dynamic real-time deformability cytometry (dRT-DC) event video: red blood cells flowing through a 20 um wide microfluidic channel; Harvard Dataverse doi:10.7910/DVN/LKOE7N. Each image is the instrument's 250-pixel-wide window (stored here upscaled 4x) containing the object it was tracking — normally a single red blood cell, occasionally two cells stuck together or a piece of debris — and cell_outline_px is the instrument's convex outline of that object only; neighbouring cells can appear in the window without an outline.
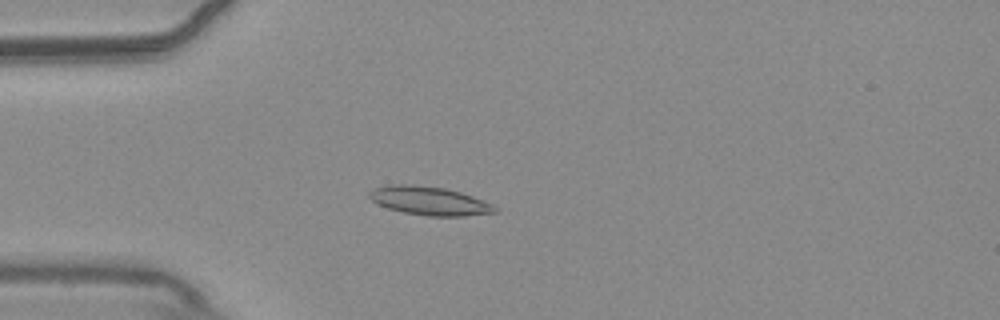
{"species": "common noctule bat (a hibernating species)", "species_latin": "Nyctalus noctula", "temperature_condition": "warm", "stored_images_in_passage": 54, "camera_frame_rate_fps": 3000, "um_per_image_px": 0.085, "animal": {"sex": "male", "body_mass_g": 20.4}, "frame": {"image": 1, "passage_image": 14, "time_ms": 4.333, "image_size_px": [1000, 320], "cell_outline_px": [[496, 212], [464, 216], [428, 216], [404, 212], [388, 208], [376, 204], [368, 196], [368, 192], [376, 188], [392, 184], [412, 184], [444, 188], [460, 192], [472, 196], [492, 204], [496, 208]], "centroid_in_image_um": [36.47, 17.07], "position_along_channel_um": 48.5, "area_um2": 20.75}}
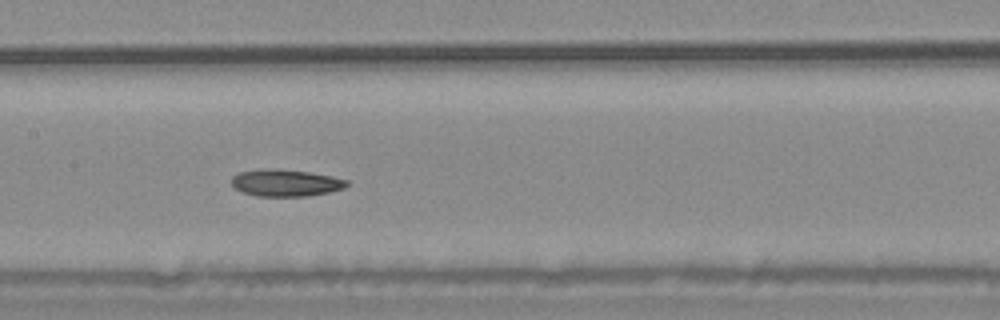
{"frame": {"image": 2, "passage_image": 26, "time_ms": 8.333, "image_size_px": [1000, 320], "cell_outline_px": [[348, 184], [344, 188], [328, 192], [308, 196], [256, 196], [244, 192], [236, 188], [232, 184], [232, 176], [240, 172], [272, 168], [276, 168], [308, 172], [332, 176], [348, 180]], "centroid_in_image_um": [24.3, 15.54], "position_along_channel_um": 183.1, "area_um2": 17.92}}
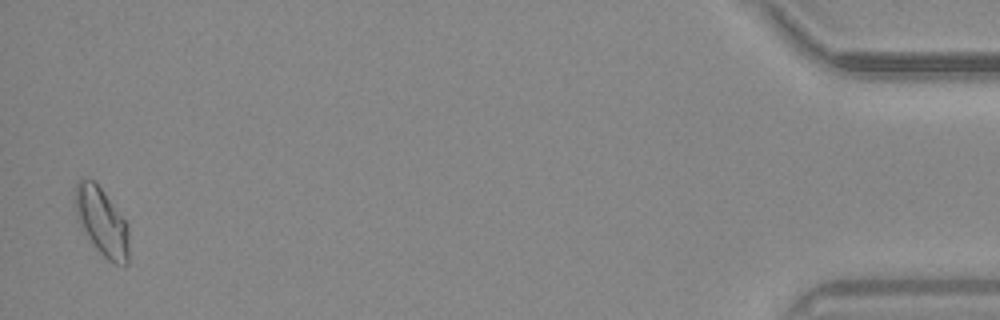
{"frame": {"image": 3, "passage_image": 53, "time_ms": 17.333, "image_size_px": [1000, 320], "cell_outline_px": [[128, 264], [116, 264], [108, 260], [96, 248], [84, 232], [76, 216], [76, 184], [80, 176], [96, 180], [124, 220], [128, 228]], "centroid_in_image_um": [8.64, 18.8], "position_along_channel_um": 426.6, "area_um2": 21.1}}